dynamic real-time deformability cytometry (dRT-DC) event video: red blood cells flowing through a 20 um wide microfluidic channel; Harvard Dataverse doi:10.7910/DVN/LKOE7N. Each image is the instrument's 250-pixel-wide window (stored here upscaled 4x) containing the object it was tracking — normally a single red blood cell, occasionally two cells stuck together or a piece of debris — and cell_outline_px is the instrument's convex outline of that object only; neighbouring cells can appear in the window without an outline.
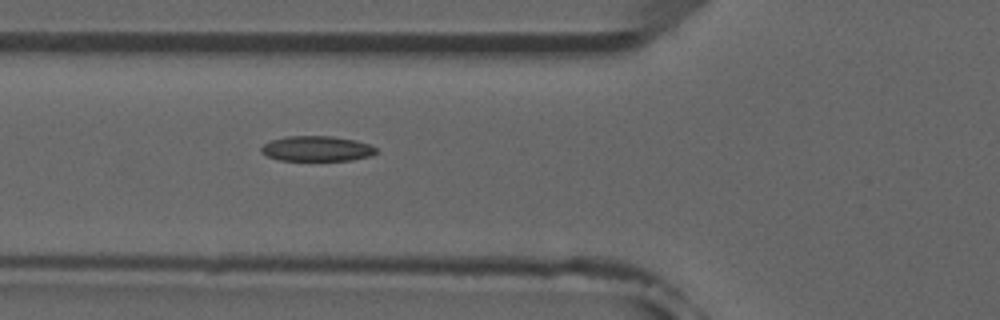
{"species": "common noctule bat (a hibernating species)", "species_latin": "Nyctalus noctula", "temperature_condition": "room temperature", "stored_images_in_passage": 5, "camera_frame_rate_fps": 3000, "um_per_image_px": 0.085, "animal": {"sex": "male", "forearm_length_mm": 52.5}, "frame": {"image": 1, "passage_image": 5, "time_ms": 4.667, "image_size_px": [1000, 320], "cell_outline_px": [[376, 152], [368, 156], [352, 160], [280, 160], [268, 156], [260, 152], [260, 148], [264, 144], [272, 140], [288, 136], [332, 136], [356, 140], [368, 144], [376, 148]], "centroid_in_image_um": [26.91, 12.63], "position_along_channel_um": 98.9, "area_um2": 16.7}}